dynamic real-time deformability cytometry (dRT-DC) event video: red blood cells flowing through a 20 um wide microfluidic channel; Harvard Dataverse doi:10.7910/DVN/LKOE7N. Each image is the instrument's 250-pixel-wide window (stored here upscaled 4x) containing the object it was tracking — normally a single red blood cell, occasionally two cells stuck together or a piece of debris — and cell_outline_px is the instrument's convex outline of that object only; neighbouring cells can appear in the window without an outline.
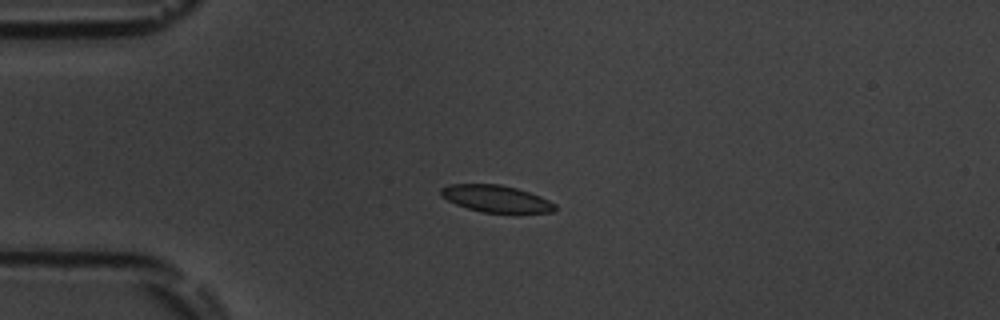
{"species": "common noctule bat (a hibernating species)", "species_latin": "Nyctalus noctula", "temperature_condition": "room temperature", "stored_images_in_passage": 42, "camera_frame_rate_fps": 3000, "um_per_image_px": 0.085, "animal": {"sex": "male", "body_mass_g": 19.5, "forearm_length_mm": 54.6}, "frame": {"image": 1, "passage_image": 1, "time_ms": 0.0, "image_size_px": [1000, 320], "cell_outline_px": [[556, 212], [484, 212], [468, 208], [456, 204], [440, 196], [440, 188], [448, 184], [500, 184], [516, 188], [540, 196], [556, 204]], "centroid_in_image_um": [42.14, 16.87], "position_along_channel_um": 42.9, "area_um2": 17.74}}
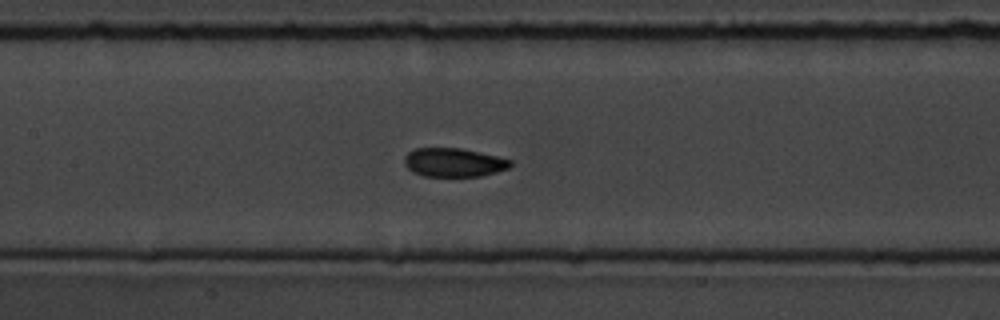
{"frame": {"image": 2, "passage_image": 13, "time_ms": 4.0, "image_size_px": [1000, 320], "cell_outline_px": [[512, 164], [508, 168], [496, 172], [480, 176], [424, 176], [412, 172], [404, 164], [404, 156], [408, 152], [416, 148], [460, 148], [480, 152], [512, 160]], "centroid_in_image_um": [38.55, 13.8], "position_along_channel_um": 168.9, "area_um2": 17.74}}
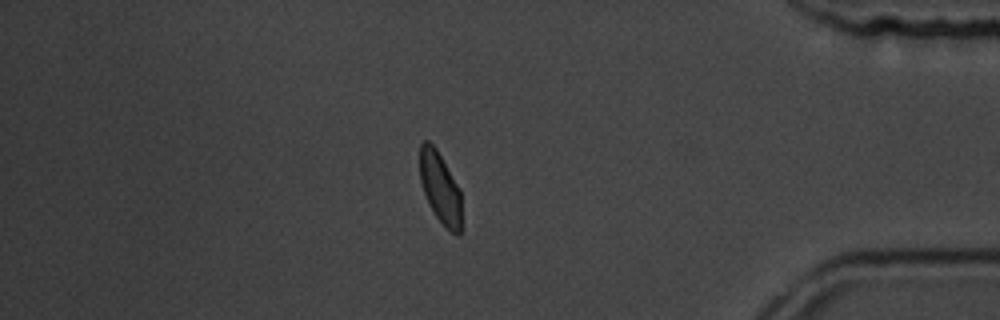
{"frame": {"image": 3, "passage_image": 34, "time_ms": 11.0, "image_size_px": [1000, 320], "cell_outline_px": [[460, 236], [456, 236], [436, 216], [428, 204], [420, 180], [420, 144], [424, 140], [428, 140], [436, 148], [460, 188]], "centroid_in_image_um": [37.4, 15.93], "position_along_channel_um": 397.8, "area_um2": 17.11}, "authors_computed_cell_mechanics": {"area_um2": 18.0336, "velocity_mm_per_s": 3.7572, "shape_relaxation_time_tau1_ms": null, "shape_relaxation_time_tau2_ms": 0.6024, "deformation_change_tau1": null, "deformation_change_tau2": 0.0381}}